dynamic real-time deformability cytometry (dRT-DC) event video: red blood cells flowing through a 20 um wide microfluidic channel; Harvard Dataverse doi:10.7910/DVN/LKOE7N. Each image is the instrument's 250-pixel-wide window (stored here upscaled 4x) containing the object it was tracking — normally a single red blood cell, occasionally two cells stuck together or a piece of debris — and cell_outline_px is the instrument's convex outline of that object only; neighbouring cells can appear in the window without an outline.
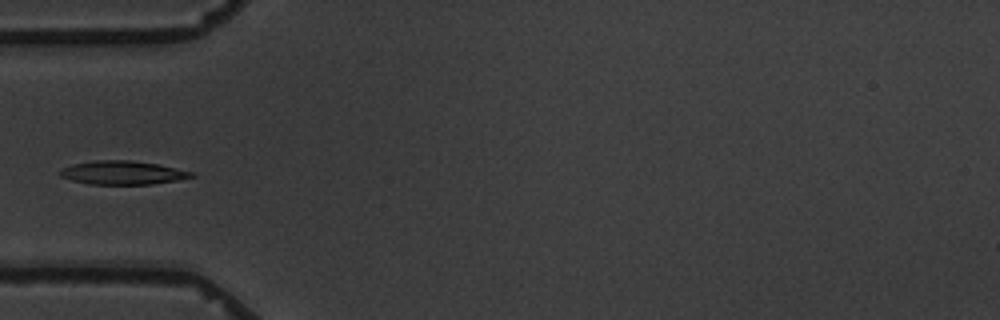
{"species": "common noctule bat (a hibernating species)", "species_latin": "Nyctalus noctula", "temperature_condition": "warm", "stored_images_in_passage": 16, "camera_frame_rate_fps": 3000, "um_per_image_px": 0.085, "animal": {"sex": "male", "body_mass_g": 19.5, "forearm_length_mm": 54.6}, "frame": {"image": 1, "passage_image": 6, "time_ms": 6.667, "image_size_px": [1000, 320], "cell_outline_px": [[196, 176], [176, 180], [152, 184], [88, 184], [72, 180], [60, 176], [56, 172], [72, 164], [96, 160], [132, 160], [156, 164], [196, 172]], "centroid_in_image_um": [10.42, 14.68], "position_along_channel_um": 74.6, "area_um2": 18.09}}
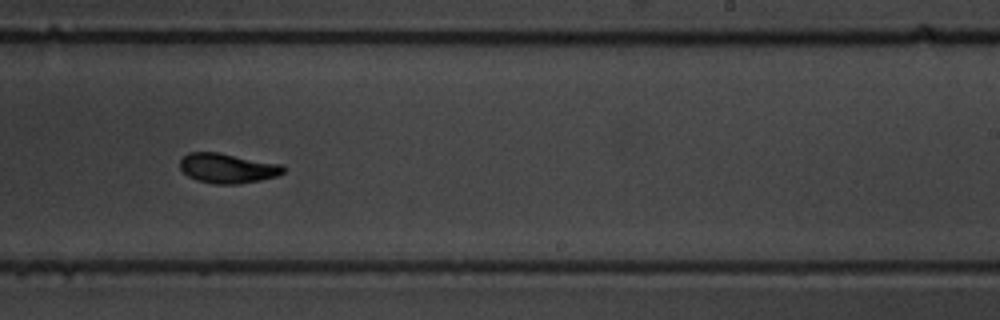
{"frame": {"image": 2, "passage_image": 11, "time_ms": 12.333, "image_size_px": [1000, 320], "cell_outline_px": [[284, 172], [276, 176], [260, 180], [236, 184], [212, 184], [196, 180], [188, 176], [180, 168], [180, 160], [188, 152], [220, 152], [280, 164], [284, 168]], "centroid_in_image_um": [19.31, 14.29], "position_along_channel_um": 269.7, "area_um2": 17.92}}
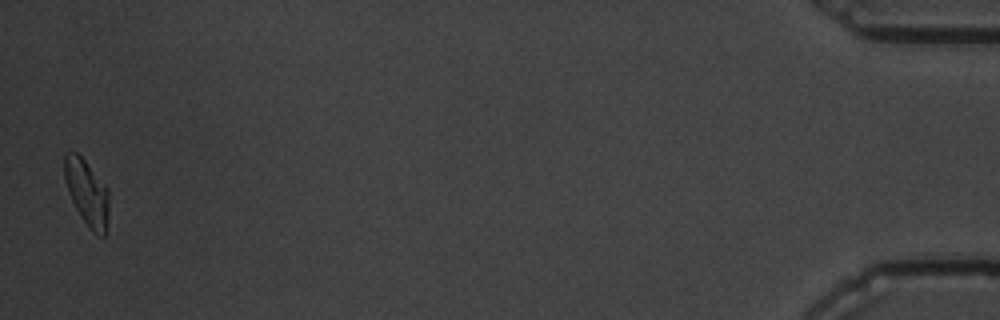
{"frame": {"image": 3, "passage_image": 16, "time_ms": 19.667, "image_size_px": [1000, 320], "cell_outline_px": [[108, 216], [104, 236], [100, 236], [92, 232], [76, 208], [68, 192], [64, 180], [64, 156], [68, 152], [76, 152], [84, 160], [108, 188]], "centroid_in_image_um": [7.38, 16.37], "position_along_channel_um": 427.8, "area_um2": 16.82}, "authors_computed_cell_mechanics": {"area_um2": 17.8602, "velocity_mm_per_s": 3.4509, "shape_relaxation_time_tau1_ms": 3.7503, "shape_relaxation_time_tau2_ms": 3.1372, "deformation_change_tau1": 0.1488, "deformation_change_tau2": 0.0589}}